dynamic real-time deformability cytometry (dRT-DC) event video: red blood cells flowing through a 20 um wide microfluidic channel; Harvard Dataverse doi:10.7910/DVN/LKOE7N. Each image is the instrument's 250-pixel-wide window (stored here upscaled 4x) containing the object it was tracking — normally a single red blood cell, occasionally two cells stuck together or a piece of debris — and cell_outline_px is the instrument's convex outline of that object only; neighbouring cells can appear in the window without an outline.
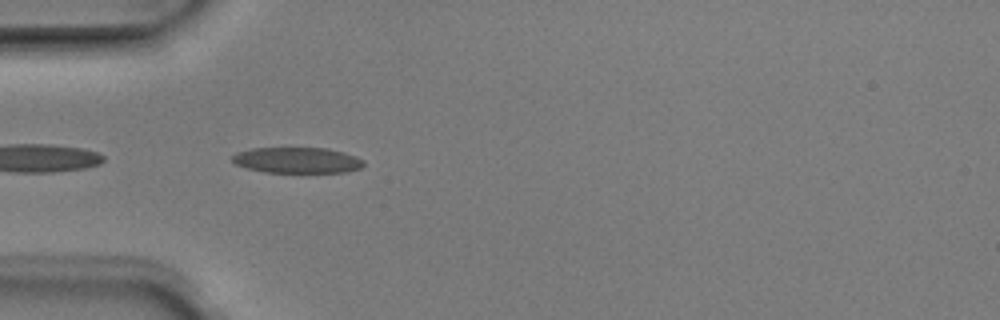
{"species": "Egyptian fruit bat (a non-hibernating species)", "species_latin": "Rousettus aegyptiacus", "temperature_condition": "room temperature", "stored_images_in_passage": 9, "camera_frame_rate_fps": 3000, "um_per_image_px": 0.085, "animal": {"sex": "male"}, "frame": {"image": 1, "passage_image": 4, "time_ms": 1.0, "image_size_px": [1000, 320], "cell_outline_px": [[364, 164], [360, 168], [344, 172], [264, 172], [248, 168], [236, 164], [232, 160], [232, 156], [236, 152], [252, 148], [328, 148], [344, 152], [356, 156], [364, 160]], "centroid_in_image_um": [25.27, 13.61], "position_along_channel_um": 59.7, "area_um2": 19.71}}
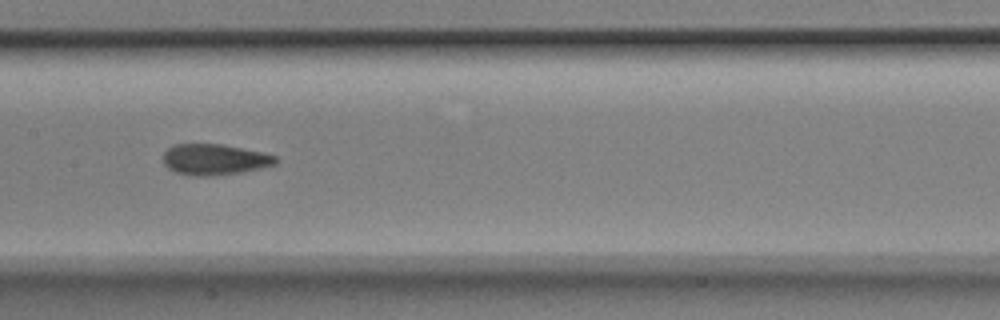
{"frame": {"image": 2, "passage_image": 7, "time_ms": 2.0, "image_size_px": [1000, 320], "cell_outline_px": [[280, 160], [276, 164], [244, 172], [212, 176], [188, 176], [176, 172], [168, 168], [164, 164], [164, 152], [172, 144], [220, 144], [264, 152], [276, 156]], "centroid_in_image_um": [18.25, 13.56], "position_along_channel_um": 189.1, "area_um2": 20.52}}
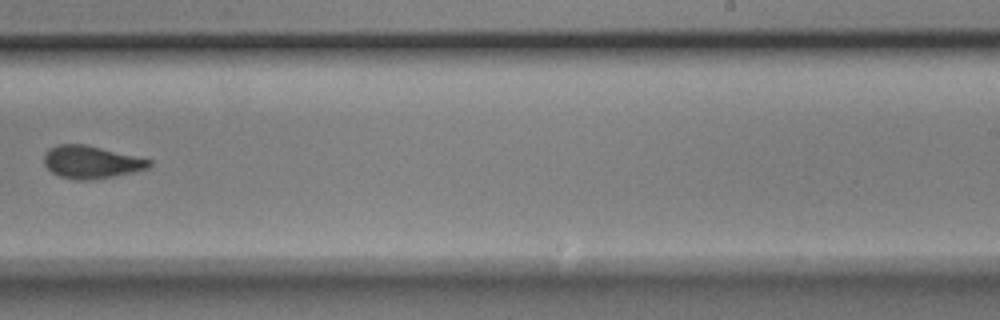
{"frame": {"image": 3, "passage_image": 9, "time_ms": 2.667, "image_size_px": [1000, 320], "cell_outline_px": [[152, 164], [148, 168], [132, 172], [92, 180], [76, 180], [60, 176], [52, 172], [44, 164], [44, 156], [48, 148], [56, 144], [84, 144], [152, 160]], "centroid_in_image_um": [7.72, 13.77], "position_along_channel_um": 281.3, "area_um2": 19.83}}